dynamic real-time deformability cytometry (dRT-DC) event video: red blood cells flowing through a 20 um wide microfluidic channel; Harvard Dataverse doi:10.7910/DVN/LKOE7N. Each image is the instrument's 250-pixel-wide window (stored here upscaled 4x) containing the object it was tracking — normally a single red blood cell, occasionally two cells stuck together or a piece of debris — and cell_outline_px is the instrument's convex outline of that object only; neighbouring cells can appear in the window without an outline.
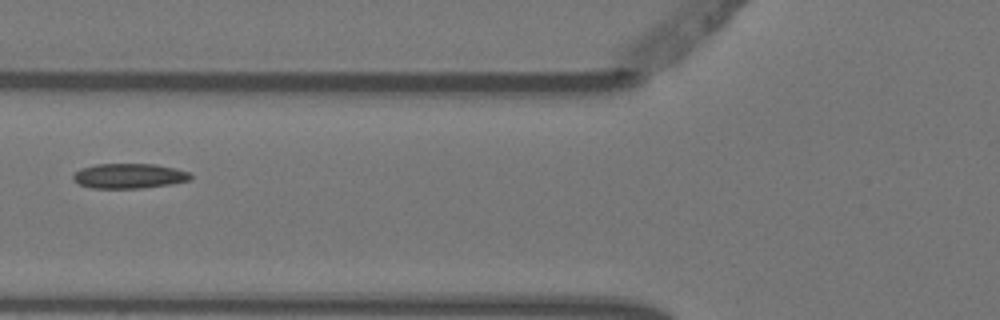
{"species": "Egyptian fruit bat (a non-hibernating species)", "species_latin": "Rousettus aegyptiacus", "temperature_condition": "warm", "stored_images_in_passage": 8, "segment_of_instrument_passage": [2, 2], "camera_frame_rate_fps": 3000, "um_per_image_px": 0.085, "animal": {"sex": "female"}, "frame": {"image": 1, "passage_image": 5, "time_ms": 1.333, "image_size_px": [1000, 320], "cell_outline_px": [[192, 180], [172, 184], [144, 188], [92, 188], [80, 184], [72, 180], [72, 176], [80, 168], [96, 164], [156, 164], [176, 168], [188, 172], [192, 176]], "centroid_in_image_um": [10.99, 14.95], "position_along_channel_um": 114.8, "area_um2": 17.22}}
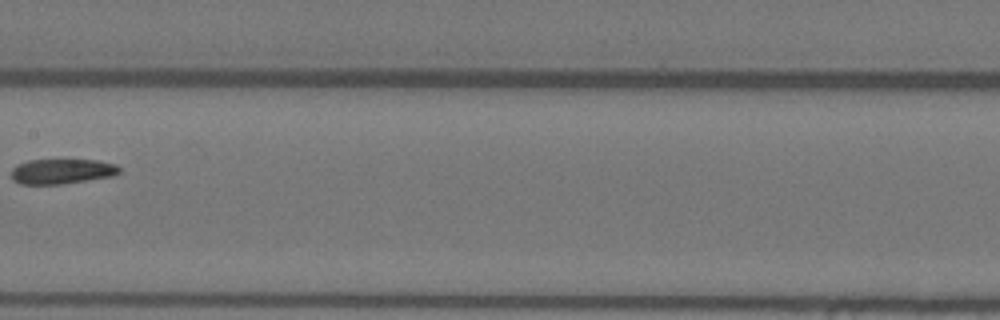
{"frame": {"image": 2, "passage_image": 7, "time_ms": 2.0, "image_size_px": [1000, 320], "cell_outline_px": [[120, 172], [112, 176], [60, 184], [20, 184], [12, 180], [12, 168], [16, 164], [28, 160], [96, 160], [116, 164], [120, 168]], "centroid_in_image_um": [5.23, 14.56], "position_along_channel_um": 202.2, "area_um2": 15.72}}
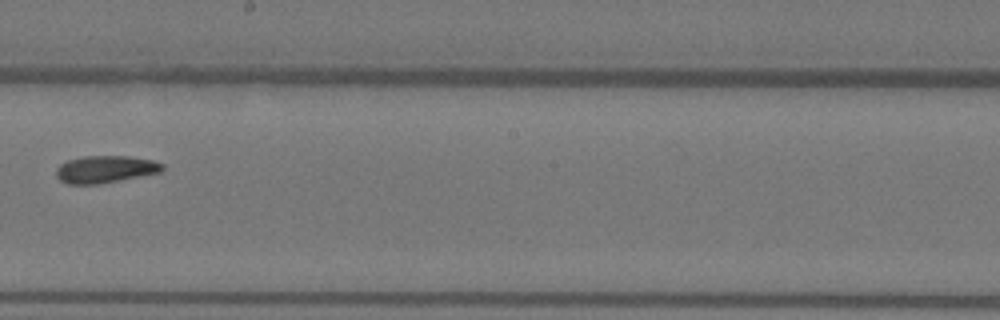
{"frame": {"image": 3, "passage_image": 8, "time_ms": 2.333, "image_size_px": [1000, 320], "cell_outline_px": [[164, 168], [160, 172], [100, 184], [68, 184], [60, 180], [56, 176], [56, 168], [60, 164], [68, 160], [84, 156], [128, 156], [152, 160], [164, 164]], "centroid_in_image_um": [8.94, 14.39], "position_along_channel_um": 239.3, "area_um2": 16.82}}